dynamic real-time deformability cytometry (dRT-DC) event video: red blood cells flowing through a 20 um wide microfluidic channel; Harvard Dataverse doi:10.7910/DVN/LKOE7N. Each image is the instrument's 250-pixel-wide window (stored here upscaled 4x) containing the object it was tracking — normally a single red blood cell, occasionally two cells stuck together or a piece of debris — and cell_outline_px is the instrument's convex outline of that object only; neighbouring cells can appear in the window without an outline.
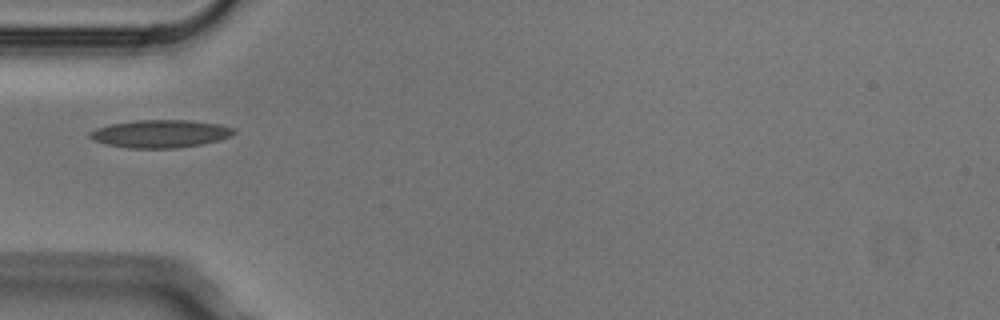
{"species": "Egyptian fruit bat (a non-hibernating species)", "species_latin": "Rousettus aegyptiacus", "temperature_condition": "cold", "stored_images_in_passage": 4, "camera_frame_rate_fps": 3000, "um_per_image_px": 0.085, "animal": {"sex": "male"}, "frame": {"image": 1, "passage_image": 1, "time_ms": 0.0, "image_size_px": [1000, 320], "cell_outline_px": [[236, 132], [232, 136], [220, 140], [200, 144], [176, 148], [128, 148], [104, 144], [92, 140], [88, 136], [88, 132], [96, 128], [112, 124], [136, 120], [188, 120], [220, 124], [236, 128]], "centroid_in_image_um": [13.63, 11.37], "position_along_channel_um": 71.4, "area_um2": 23.52}}
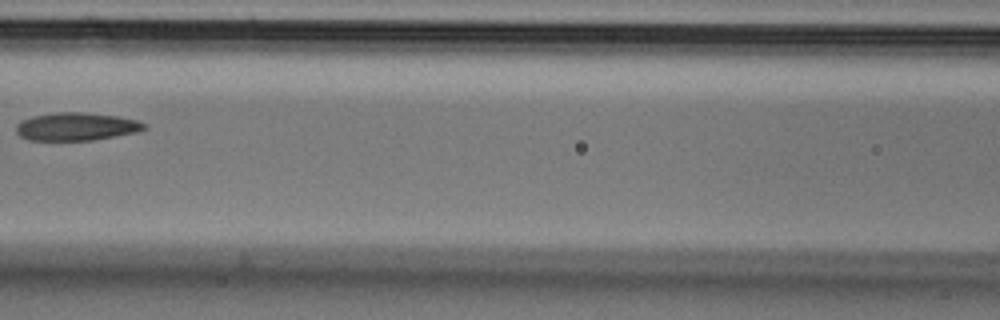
{"frame": {"image": 2, "passage_image": 3, "time_ms": 0.667, "image_size_px": [1000, 320], "cell_outline_px": [[148, 128], [136, 132], [116, 136], [92, 140], [28, 140], [20, 136], [16, 132], [16, 124], [20, 120], [32, 116], [56, 112], [84, 112], [116, 116], [136, 120], [148, 124]], "centroid_in_image_um": [6.47, 10.75], "position_along_channel_um": 160.1, "area_um2": 20.98}}
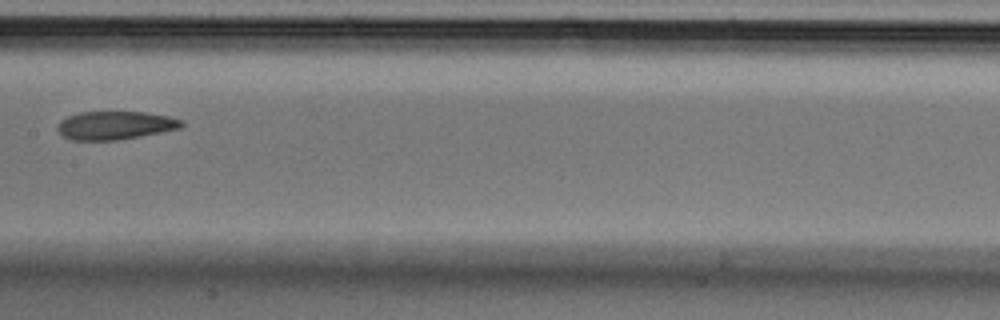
{"frame": {"image": 3, "passage_image": 4, "time_ms": 1.0, "image_size_px": [1000, 320], "cell_outline_px": [[184, 124], [180, 128], [120, 140], [72, 140], [64, 136], [56, 128], [60, 120], [68, 116], [80, 112], [144, 112], [168, 116], [184, 120]], "centroid_in_image_um": [9.79, 10.65], "position_along_channel_um": 197.6, "area_um2": 20.4}}